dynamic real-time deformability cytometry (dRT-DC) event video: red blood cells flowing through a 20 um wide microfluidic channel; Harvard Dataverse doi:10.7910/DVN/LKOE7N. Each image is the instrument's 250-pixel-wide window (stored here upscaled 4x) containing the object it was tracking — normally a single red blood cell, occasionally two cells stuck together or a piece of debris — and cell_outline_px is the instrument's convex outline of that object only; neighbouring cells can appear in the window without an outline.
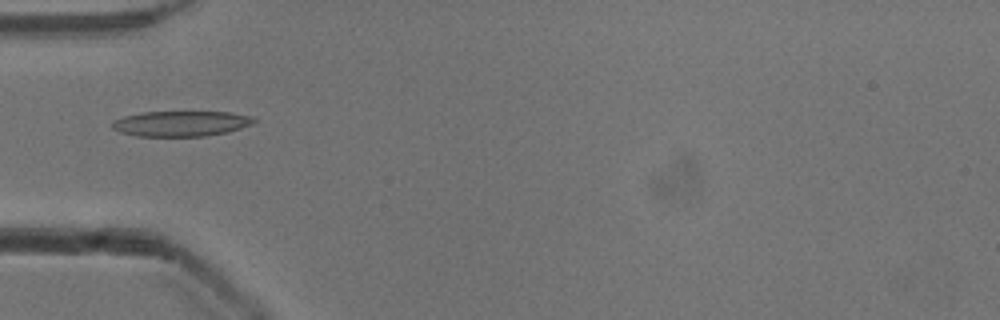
{"species": "common noctule bat (a hibernating species)", "species_latin": "Nyctalus noctula", "temperature_condition": "cold", "stored_images_in_passage": 36, "camera_frame_rate_fps": 3000, "um_per_image_px": 0.085, "animal": {"sex": "male", "body_mass_g": 13.3}, "frame": {"image": 1, "passage_image": 1, "time_ms": 0.0, "image_size_px": [1000, 320], "cell_outline_px": [[256, 120], [252, 124], [240, 128], [224, 132], [204, 136], [136, 136], [120, 132], [112, 128], [112, 120], [124, 116], [140, 112], [232, 112], [252, 116]], "centroid_in_image_um": [15.35, 10.49], "position_along_channel_um": 69.6, "area_um2": 20.92}}
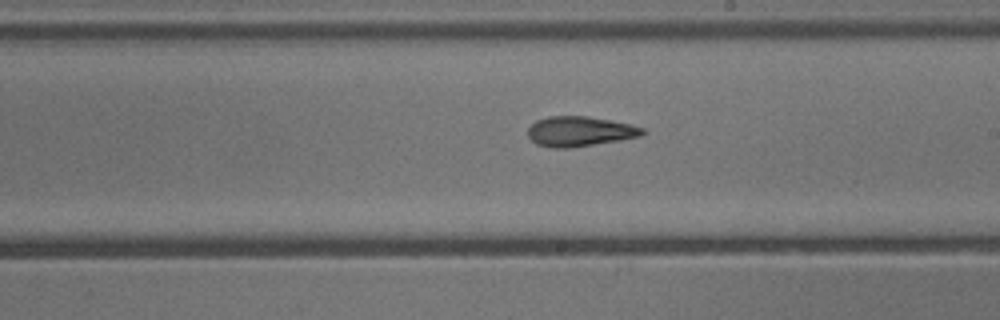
{"frame": {"image": 2, "passage_image": 14, "time_ms": 4.333, "image_size_px": [1000, 320], "cell_outline_px": [[648, 132], [640, 136], [620, 140], [568, 148], [552, 148], [536, 144], [528, 136], [528, 128], [536, 120], [548, 116], [588, 116], [632, 124], [644, 128]], "centroid_in_image_um": [49.29, 11.16], "position_along_channel_um": 239.7, "area_um2": 20.11}}
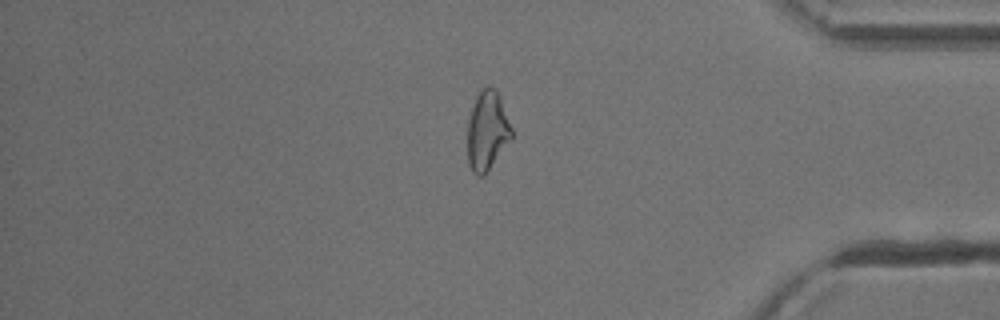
{"frame": {"image": 3, "passage_image": 28, "time_ms": 9.0, "image_size_px": [1000, 320], "cell_outline_px": [[512, 140], [484, 176], [476, 176], [472, 172], [468, 164], [468, 120], [476, 96], [480, 88], [488, 84], [496, 88], [512, 128]], "centroid_in_image_um": [41.42, 11.12], "position_along_channel_um": 393.8, "area_um2": 20.69}, "authors_computed_cell_mechanics": {"area_um2": 20.2878, "velocity_mm_per_s": 3.8982, "shape_relaxation_time_tau1_ms": null, "shape_relaxation_time_tau2_ms": 3.897, "deformation_change_tau1": null, "deformation_change_tau2": 0.1247}}